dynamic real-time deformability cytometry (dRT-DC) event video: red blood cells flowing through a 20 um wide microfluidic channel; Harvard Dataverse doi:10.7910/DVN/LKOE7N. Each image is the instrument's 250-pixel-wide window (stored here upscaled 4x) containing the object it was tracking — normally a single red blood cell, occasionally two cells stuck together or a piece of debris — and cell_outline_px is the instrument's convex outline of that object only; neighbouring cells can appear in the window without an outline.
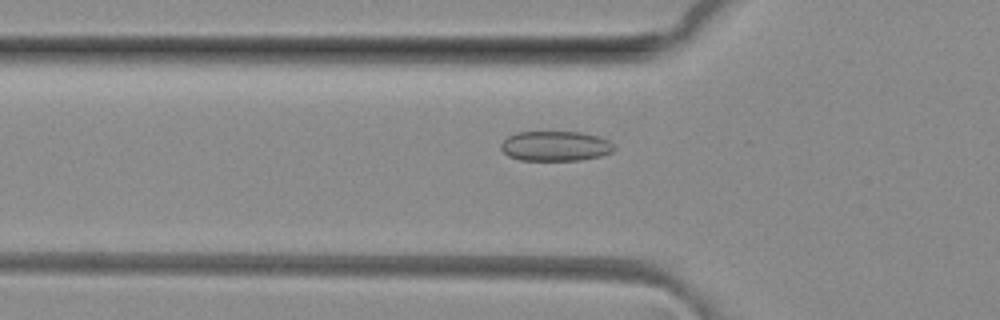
{"species": "common noctule bat (a hibernating species)", "species_latin": "Nyctalus noctula", "temperature_condition": "room temperature", "stored_images_in_passage": 43, "camera_frame_rate_fps": 3000, "um_per_image_px": 0.085, "animal": {"sex": "female", "body_mass_g": 29.2, "forearm_length_mm": 56.3}, "frame": {"image": 1, "passage_image": 10, "time_ms": 3.0, "image_size_px": [1000, 320], "cell_outline_px": [[616, 148], [612, 152], [600, 156], [580, 160], [520, 160], [508, 156], [500, 148], [500, 144], [508, 136], [516, 132], [580, 132], [600, 136], [608, 140]], "centroid_in_image_um": [47.21, 12.41], "position_along_channel_um": 78.6, "area_um2": 19.83}}
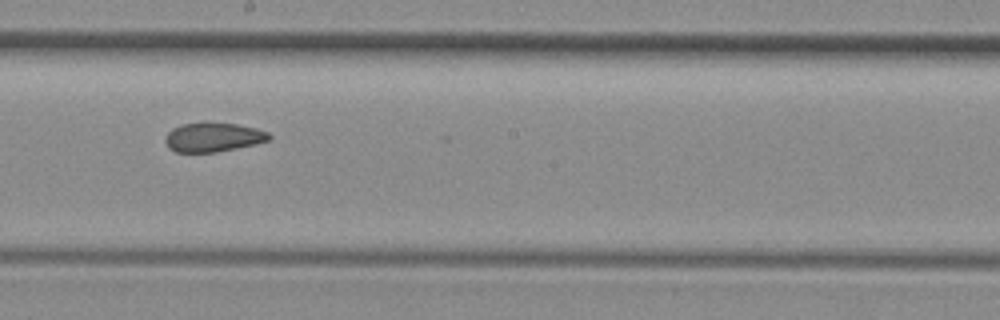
{"frame": {"image": 2, "passage_image": 21, "time_ms": 6.667, "image_size_px": [1000, 320], "cell_outline_px": [[272, 140], [236, 148], [216, 152], [176, 152], [168, 148], [164, 140], [168, 132], [172, 128], [180, 124], [204, 120], [236, 124], [256, 128], [268, 132], [272, 136]], "centroid_in_image_um": [18.1, 11.63], "position_along_channel_um": 230.1, "area_um2": 18.21}}
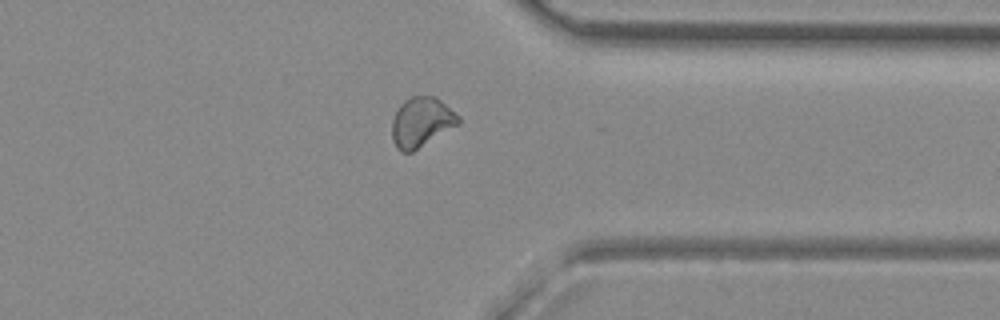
{"frame": {"image": 3, "passage_image": 32, "time_ms": 10.333, "image_size_px": [1000, 320], "cell_outline_px": [[460, 124], [412, 152], [400, 152], [396, 148], [392, 140], [392, 120], [400, 104], [404, 100], [412, 96], [436, 96], [460, 116]], "centroid_in_image_um": [35.82, 10.39], "position_along_channel_um": 375.6, "area_um2": 19.42}, "authors_computed_cell_mechanics": {"area_um2": 18.9584, "velocity_mm_per_s": 4.1285, "shape_relaxation_time_tau1_ms": null, "shape_relaxation_time_tau2_ms": 2.1185, "deformation_change_tau1": null, "deformation_change_tau2": 0.0694}}